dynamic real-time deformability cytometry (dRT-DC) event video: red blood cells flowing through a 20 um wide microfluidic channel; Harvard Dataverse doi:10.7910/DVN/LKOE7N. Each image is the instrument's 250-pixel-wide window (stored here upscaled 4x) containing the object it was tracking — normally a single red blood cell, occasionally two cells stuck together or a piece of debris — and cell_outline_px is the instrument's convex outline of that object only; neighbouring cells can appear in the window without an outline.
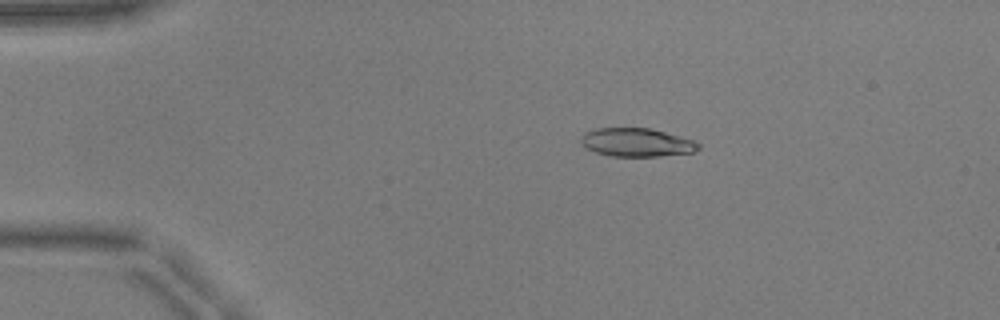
{"species": "common noctule bat (a hibernating species)", "species_latin": "Nyctalus noctula", "temperature_condition": "warm", "stored_images_in_passage": 29, "camera_frame_rate_fps": 3000, "um_per_image_px": 0.085, "animal": {"sex": "male", "body_mass_g": 17.9, "forearm_length_mm": 54.2}, "frame": {"image": 1, "passage_image": 7, "time_ms": 2.0, "image_size_px": [1000, 320], "cell_outline_px": [[700, 148], [692, 152], [660, 156], [612, 156], [596, 152], [584, 148], [580, 140], [584, 132], [596, 128], [648, 128], [680, 136], [692, 140], [700, 144]], "centroid_in_image_um": [54.08, 12.1], "position_along_channel_um": 30.9, "area_um2": 19.36}}
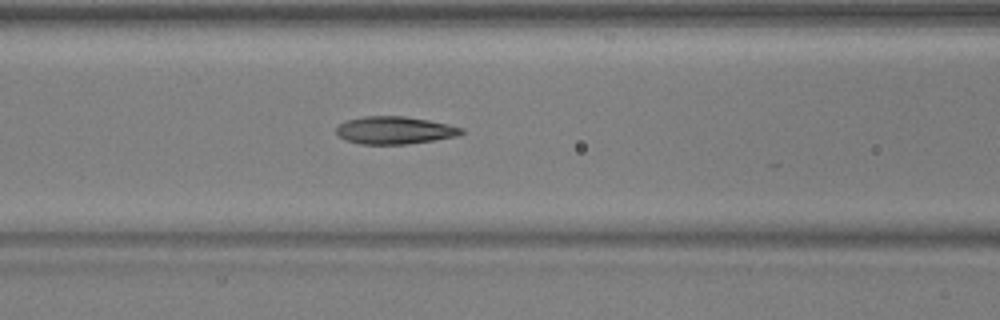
{"frame": {"image": 2, "passage_image": 19, "time_ms": 6.0, "image_size_px": [1000, 320], "cell_outline_px": [[464, 132], [456, 136], [408, 144], [360, 144], [344, 140], [336, 132], [336, 128], [340, 124], [348, 120], [364, 116], [404, 116], [428, 120], [448, 124], [464, 128]], "centroid_in_image_um": [33.54, 11.07], "position_along_channel_um": 133.1, "area_um2": 20.0}}
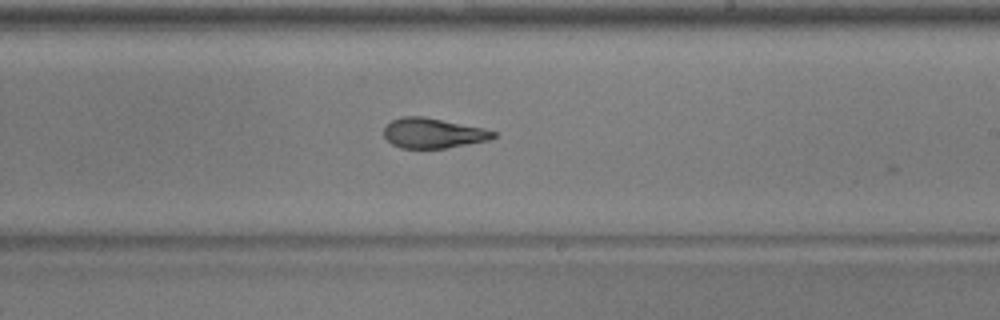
{"frame": {"image": 3, "passage_image": 28, "time_ms": 9.0, "image_size_px": [1000, 320], "cell_outline_px": [[496, 136], [488, 140], [468, 144], [444, 148], [400, 148], [392, 144], [384, 136], [384, 128], [392, 120], [404, 116], [420, 116], [484, 128], [496, 132]], "centroid_in_image_um": [36.8, 11.32], "position_along_channel_um": 252.2, "area_um2": 18.9}}